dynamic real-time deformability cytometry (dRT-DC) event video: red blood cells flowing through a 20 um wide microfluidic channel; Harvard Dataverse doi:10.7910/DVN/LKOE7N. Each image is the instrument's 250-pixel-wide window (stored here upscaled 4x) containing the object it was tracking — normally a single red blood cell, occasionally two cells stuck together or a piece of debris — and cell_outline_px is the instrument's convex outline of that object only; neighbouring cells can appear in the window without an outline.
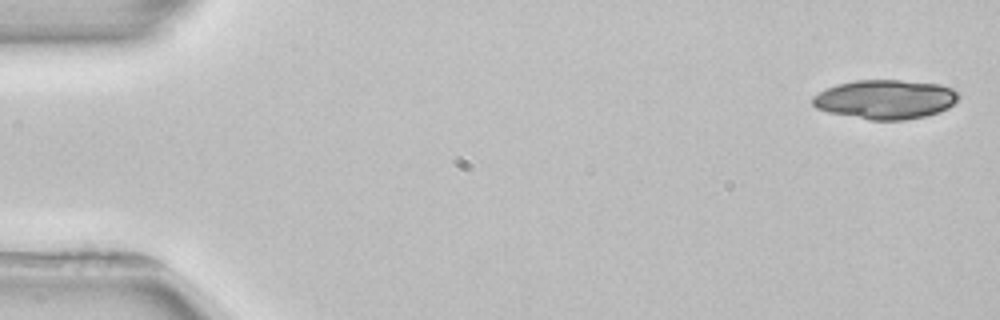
{"species": "common noctule bat (a hibernating species)", "species_latin": "Nyctalus noctula", "temperature_condition": "room temperature", "stored_images_in_passage": 3, "camera_frame_rate_fps": 3000, "um_per_image_px": 0.085, "animal": {"sex": "female", "body_mass_g": 22.7, "forearm_length_mm": 54.2}, "frame": {"image": 1, "passage_image": 1, "time_ms": 0.0, "image_size_px": [1000, 320], "cell_outline_px": [[960, 96], [948, 108], [940, 112], [924, 116], [904, 120], [868, 120], [828, 112], [816, 108], [812, 104], [812, 96], [836, 84], [856, 80], [900, 80], [940, 84], [952, 88]], "centroid_in_image_um": [75.25, 8.45], "position_along_channel_um": 9.8, "area_um2": 33.41}}